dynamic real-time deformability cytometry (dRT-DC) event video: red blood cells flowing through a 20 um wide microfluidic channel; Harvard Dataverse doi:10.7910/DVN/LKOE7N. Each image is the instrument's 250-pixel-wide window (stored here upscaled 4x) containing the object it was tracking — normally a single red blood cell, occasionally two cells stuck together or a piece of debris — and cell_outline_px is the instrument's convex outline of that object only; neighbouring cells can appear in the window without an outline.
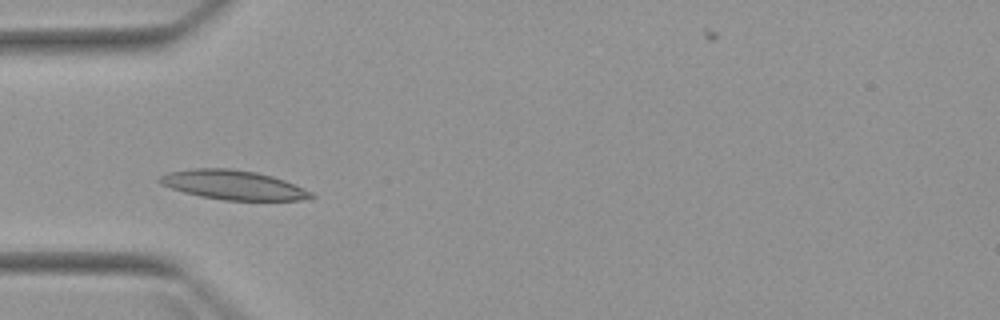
{"species": "Egyptian fruit bat (a non-hibernating species)", "species_latin": "Rousettus aegyptiacus", "temperature_condition": "warm", "stored_images_in_passage": 5, "camera_frame_rate_fps": 3000, "um_per_image_px": 0.085, "animal": {"sex": "female"}, "frame": {"image": 1, "passage_image": 3, "time_ms": 3.0, "image_size_px": [1000, 320], "cell_outline_px": [[316, 196], [312, 200], [224, 200], [200, 196], [184, 192], [160, 184], [156, 180], [160, 176], [168, 172], [192, 168], [228, 168], [256, 172], [272, 176], [284, 180], [304, 188], [312, 192]], "centroid_in_image_um": [19.84, 15.72], "position_along_channel_um": 65.2, "area_um2": 26.01}}
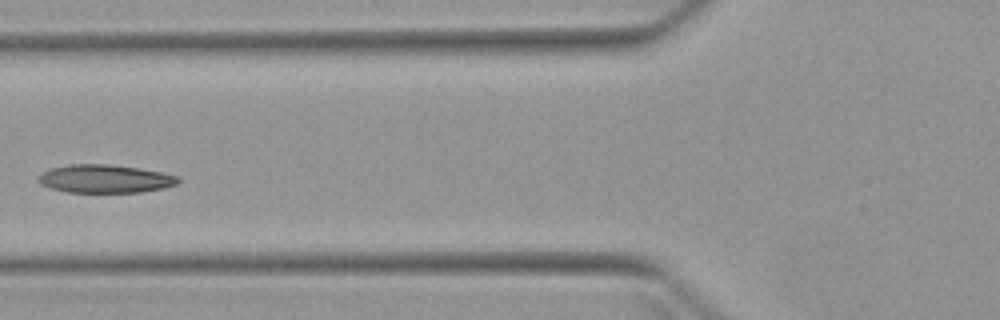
{"frame": {"image": 2, "passage_image": 4, "time_ms": 4.333, "image_size_px": [1000, 320], "cell_outline_px": [[180, 180], [176, 184], [164, 188], [140, 192], [68, 192], [48, 188], [40, 184], [36, 180], [36, 176], [40, 172], [48, 168], [68, 164], [108, 164], [140, 168], [180, 176]], "centroid_in_image_um": [8.85, 15.19], "position_along_channel_um": 117.0, "area_um2": 23.35}}
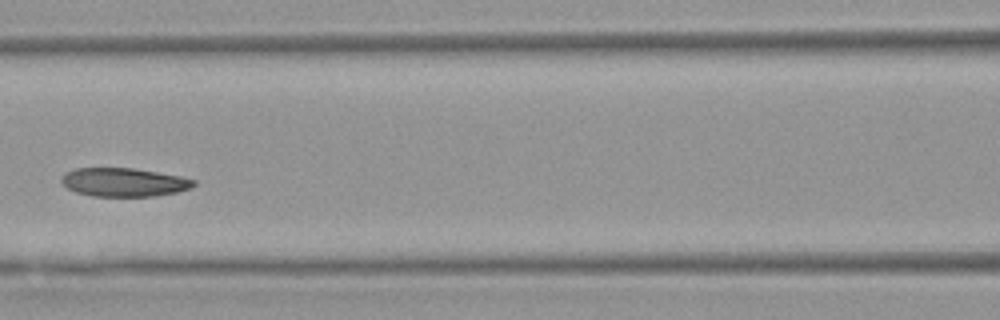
{"frame": {"image": 3, "passage_image": 5, "time_ms": 5.333, "image_size_px": [1000, 320], "cell_outline_px": [[196, 184], [192, 188], [176, 192], [152, 196], [92, 196], [76, 192], [60, 184], [60, 176], [64, 172], [76, 168], [132, 168], [180, 176], [196, 180]], "centroid_in_image_um": [10.48, 15.48], "position_along_channel_um": 156.1, "area_um2": 22.14}}